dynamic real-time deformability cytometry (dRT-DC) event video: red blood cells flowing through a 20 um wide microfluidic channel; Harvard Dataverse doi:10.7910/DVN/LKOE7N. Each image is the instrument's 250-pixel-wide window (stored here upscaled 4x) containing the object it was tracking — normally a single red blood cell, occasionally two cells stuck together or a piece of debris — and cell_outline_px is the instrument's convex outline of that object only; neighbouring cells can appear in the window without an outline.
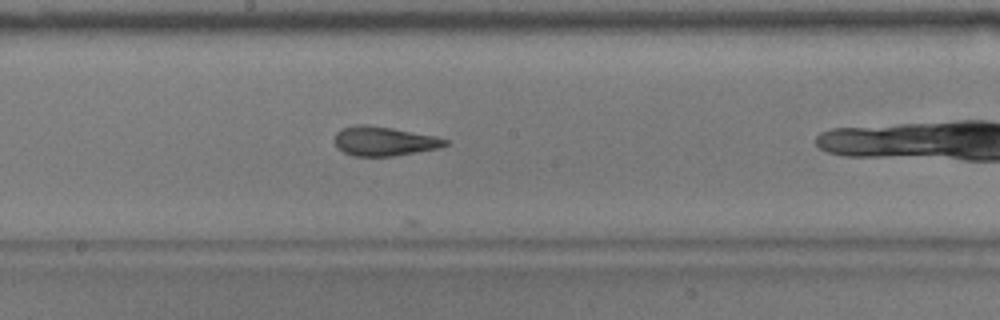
{"species": "common noctule bat (a hibernating species)", "species_latin": "Nyctalus noctula", "temperature_condition": "warm", "stored_images_in_passage": 26, "camera_frame_rate_fps": 3000, "um_per_image_px": 0.085, "animal": {"sex": "male", "body_mass_g": 17.9}, "frame": {"image": 1, "passage_image": 15, "time_ms": 4.667, "image_size_px": [1000, 320], "cell_outline_px": [[448, 144], [440, 148], [392, 156], [352, 156], [344, 152], [332, 140], [336, 132], [340, 128], [356, 124], [368, 124], [392, 128], [436, 136], [448, 140]], "centroid_in_image_um": [32.61, 11.99], "position_along_channel_um": 215.6, "area_um2": 19.02}}
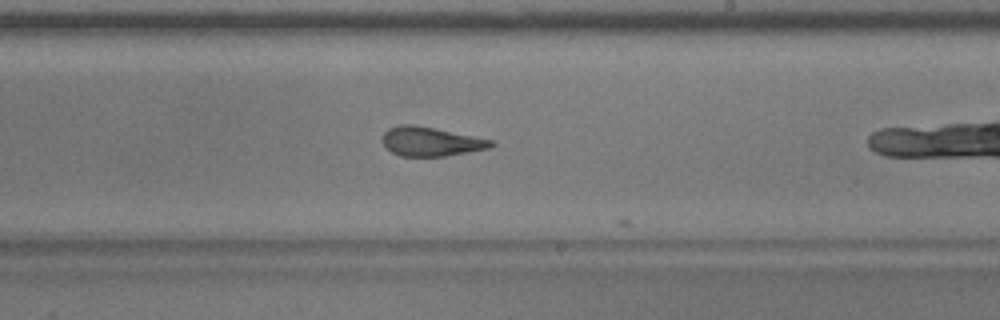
{"frame": {"image": 2, "passage_image": 18, "time_ms": 5.667, "image_size_px": [1000, 320], "cell_outline_px": [[496, 144], [488, 148], [468, 152], [444, 156], [400, 156], [392, 152], [384, 144], [384, 132], [388, 128], [400, 124], [416, 124], [492, 140]], "centroid_in_image_um": [36.61, 12.02], "position_along_channel_um": 252.4, "area_um2": 18.26}}
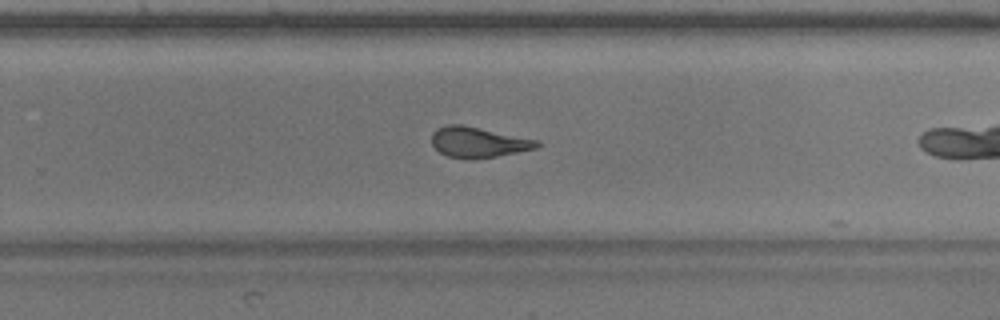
{"frame": {"image": 3, "passage_image": 21, "time_ms": 6.667, "image_size_px": [1000, 320], "cell_outline_px": [[540, 144], [536, 148], [496, 156], [472, 160], [468, 160], [448, 156], [440, 152], [432, 144], [432, 132], [436, 128], [448, 124], [460, 124], [536, 140]], "centroid_in_image_um": [40.58, 12.1], "position_along_channel_um": 289.2, "area_um2": 18.44}}